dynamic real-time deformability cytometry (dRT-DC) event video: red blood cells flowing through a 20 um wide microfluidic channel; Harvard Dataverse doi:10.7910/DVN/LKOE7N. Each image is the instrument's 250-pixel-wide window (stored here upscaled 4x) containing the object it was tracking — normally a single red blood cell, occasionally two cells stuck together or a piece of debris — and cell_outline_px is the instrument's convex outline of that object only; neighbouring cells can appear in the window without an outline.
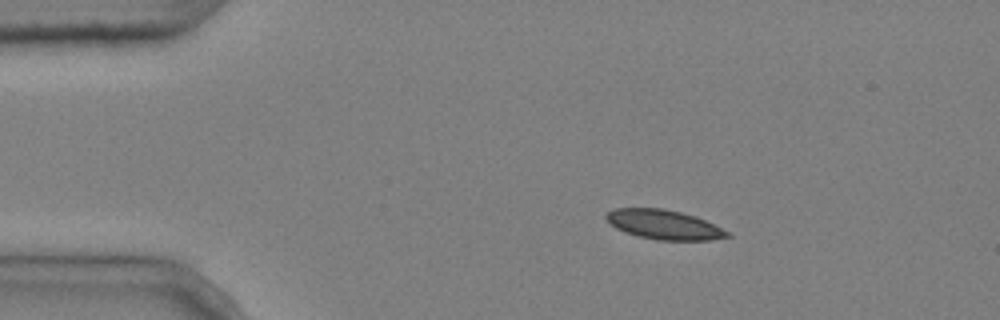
{"species": "common noctule bat (a hibernating species)", "species_latin": "Nyctalus noctula", "temperature_condition": "cold", "stored_images_in_passage": 7, "camera_frame_rate_fps": 3000, "um_per_image_px": 0.085, "animal": {"sex": "male", "body_mass_g": 20.4}, "frame": {"image": 1, "passage_image": 1, "time_ms": 0.0, "image_size_px": [1000, 320], "cell_outline_px": [[732, 236], [712, 240], [656, 240], [636, 236], [624, 232], [608, 224], [604, 216], [608, 212], [616, 208], [664, 208], [696, 216], [728, 232]], "centroid_in_image_um": [56.38, 19.09], "position_along_channel_um": 28.6, "area_um2": 20.87}}
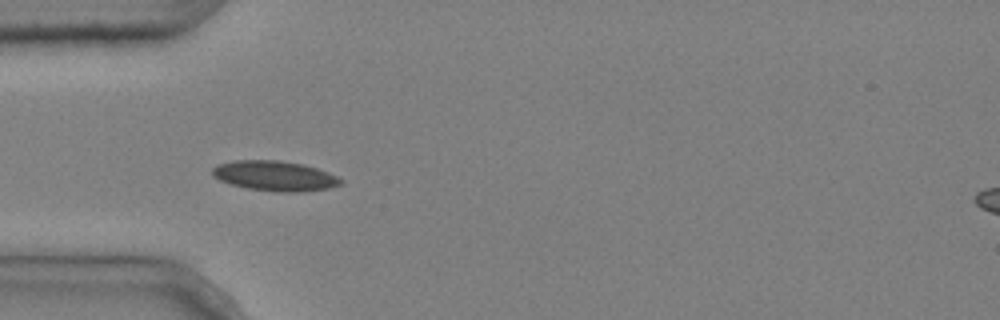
{"frame": {"image": 2, "passage_image": 3, "time_ms": 0.667, "image_size_px": [1000, 320], "cell_outline_px": [[344, 184], [328, 188], [304, 192], [276, 192], [248, 188], [232, 184], [220, 180], [212, 176], [212, 168], [216, 164], [236, 160], [280, 160], [304, 164], [328, 172], [344, 180]], "centroid_in_image_um": [23.38, 14.95], "position_along_channel_um": 61.6, "area_um2": 22.66}}
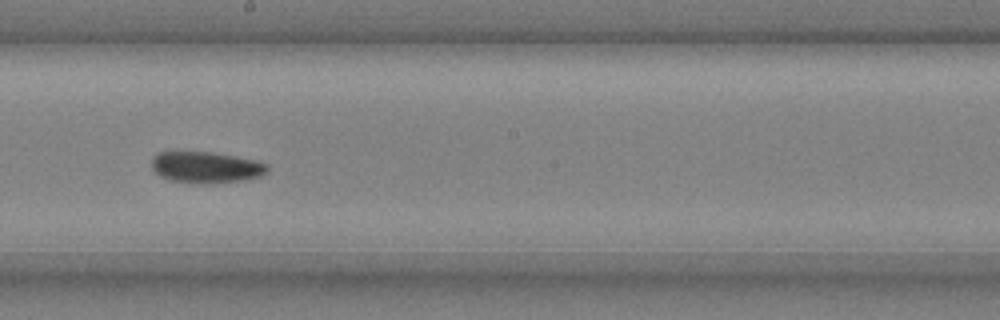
{"frame": {"image": 3, "passage_image": 7, "time_ms": 2.0, "image_size_px": [1000, 320], "cell_outline_px": [[268, 172], [260, 176], [244, 180], [212, 184], [200, 184], [168, 180], [152, 172], [152, 156], [156, 152], [212, 152], [236, 156], [256, 160], [268, 164]], "centroid_in_image_um": [17.49, 14.23], "position_along_channel_um": 230.7, "area_um2": 21.56}}